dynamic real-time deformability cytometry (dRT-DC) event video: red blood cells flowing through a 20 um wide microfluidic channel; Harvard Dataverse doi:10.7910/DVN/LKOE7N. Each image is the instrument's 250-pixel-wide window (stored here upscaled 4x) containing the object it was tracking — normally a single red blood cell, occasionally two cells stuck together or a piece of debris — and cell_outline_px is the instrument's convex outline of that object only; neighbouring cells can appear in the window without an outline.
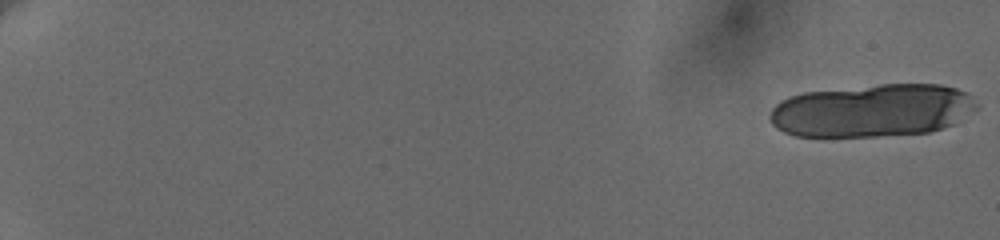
{"species": "human", "species_latin": "Homo sapiens", "temperature_condition": "cold", "stored_images_in_passage": 25, "camera_frame_rate_fps": 3000, "um_per_image_px": 0.085, "donor": {"sex": "female"}, "frame": {"image": 1, "passage_image": 1, "time_ms": 0.0, "image_size_px": [1000, 240], "cell_outline_px": [[980, 104], [976, 108], [956, 124], [928, 132], [876, 136], [796, 136], [784, 132], [776, 128], [772, 124], [768, 116], [772, 108], [780, 100], [788, 96], [804, 92], [880, 84], [940, 84], [956, 88], [964, 92]], "centroid_in_image_um": [74.12, 9.39], "position_along_channel_um": 10.9, "area_um2": 63.93}}